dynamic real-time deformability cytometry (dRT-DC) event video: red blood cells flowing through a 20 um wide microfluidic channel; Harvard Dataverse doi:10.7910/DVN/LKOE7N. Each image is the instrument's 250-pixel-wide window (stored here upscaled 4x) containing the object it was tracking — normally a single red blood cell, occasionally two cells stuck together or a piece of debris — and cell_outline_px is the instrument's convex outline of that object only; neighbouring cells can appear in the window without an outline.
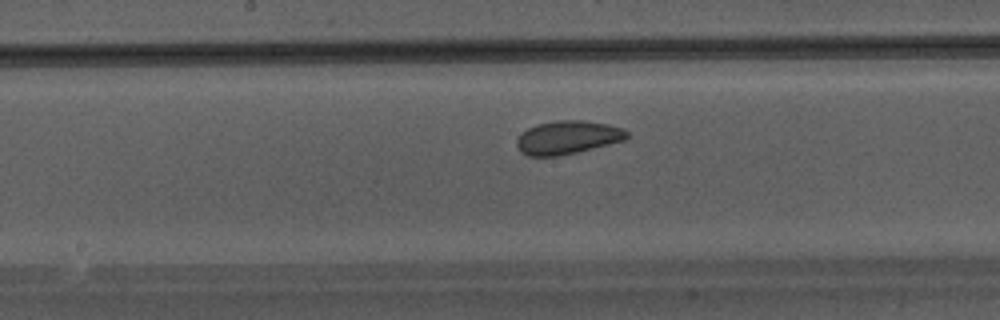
{"species": "Egyptian fruit bat (a non-hibernating species)", "species_latin": "Rousettus aegyptiacus", "temperature_condition": "warm", "stored_images_in_passage": 37, "camera_frame_rate_fps": 3000, "um_per_image_px": 0.085, "animal": {"sex": "male"}, "frame": {"image": 1, "passage_image": 16, "time_ms": 5.0, "image_size_px": [1000, 320], "cell_outline_px": [[628, 136], [624, 140], [576, 152], [556, 156], [528, 156], [520, 152], [516, 144], [516, 140], [528, 128], [536, 124], [556, 120], [584, 120], [608, 124], [624, 128], [628, 132]], "centroid_in_image_um": [48.24, 11.67], "position_along_channel_um": 200.0, "area_um2": 21.33}}